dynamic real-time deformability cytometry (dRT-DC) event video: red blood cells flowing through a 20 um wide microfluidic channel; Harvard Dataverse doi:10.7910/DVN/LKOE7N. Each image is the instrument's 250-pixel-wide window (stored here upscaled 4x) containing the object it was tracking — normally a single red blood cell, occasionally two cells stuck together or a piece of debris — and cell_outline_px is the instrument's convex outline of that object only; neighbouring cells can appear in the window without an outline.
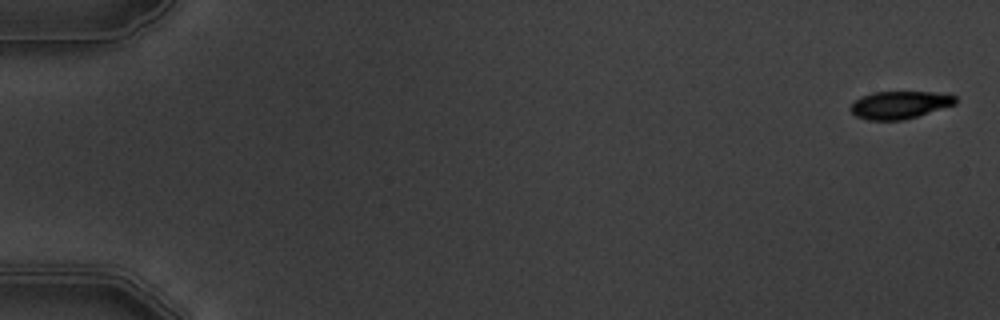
{"species": "common noctule bat (a hibernating species)", "species_latin": "Nyctalus noctula", "temperature_condition": "warm", "stored_images_in_passage": 7, "camera_frame_rate_fps": 3000, "um_per_image_px": 0.085, "animal": {"sex": "male", "body_mass_g": 19.5, "forearm_length_mm": 54.6}, "frame": {"image": 1, "passage_image": 1, "time_ms": 0.0, "image_size_px": [1000, 320], "cell_outline_px": [[956, 104], [904, 120], [868, 120], [856, 116], [848, 108], [860, 96], [872, 92], [932, 92], [956, 96]], "centroid_in_image_um": [76.44, 8.91], "position_along_channel_um": 8.6, "area_um2": 16.82}}
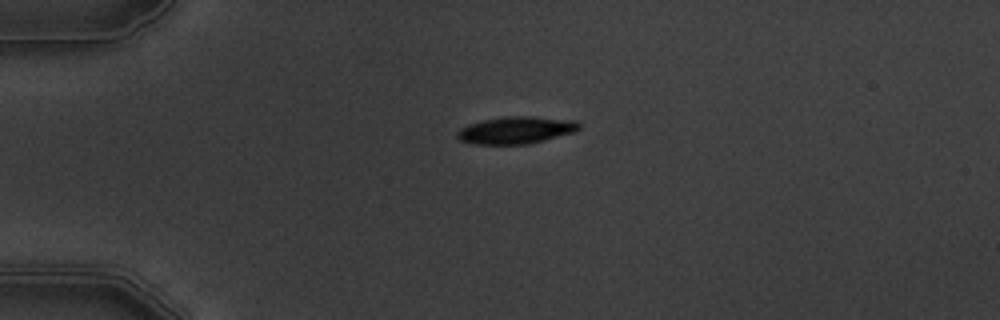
{"frame": {"image": 2, "passage_image": 5, "time_ms": 4.333, "image_size_px": [1000, 320], "cell_outline_px": [[580, 128], [576, 132], [528, 144], [476, 144], [460, 140], [456, 136], [456, 132], [460, 128], [468, 124], [484, 120], [504, 116], [532, 116], [576, 120], [580, 124]], "centroid_in_image_um": [43.88, 11.05], "position_along_channel_um": 41.1, "area_um2": 19.42}}